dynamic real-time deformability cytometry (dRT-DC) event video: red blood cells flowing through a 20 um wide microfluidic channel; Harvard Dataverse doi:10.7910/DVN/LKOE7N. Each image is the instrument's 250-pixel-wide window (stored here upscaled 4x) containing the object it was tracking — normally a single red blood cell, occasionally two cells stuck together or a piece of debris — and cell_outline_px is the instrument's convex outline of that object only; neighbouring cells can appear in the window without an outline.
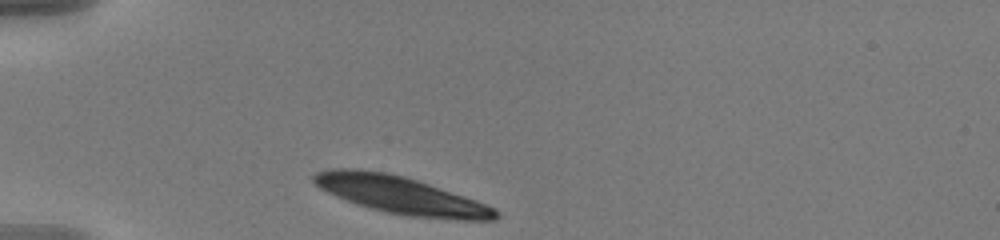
{"species": "human", "species_latin": "Homo sapiens", "temperature_condition": "warm", "stored_images_in_passage": 35, "camera_frame_rate_fps": 3000, "um_per_image_px": 0.085, "donor": {"sex": "male"}, "frame": {"image": 1, "passage_image": 1, "time_ms": 0.0, "image_size_px": [1000, 240], "cell_outline_px": [[500, 216], [496, 220], [456, 220], [408, 216], [384, 212], [356, 204], [336, 196], [320, 188], [312, 180], [312, 176], [316, 172], [332, 168], [352, 168], [384, 172], [404, 176], [476, 200], [496, 208], [500, 212]], "centroid_in_image_um": [34.09, 16.6], "position_along_channel_um": 50.9, "area_um2": 39.65}}
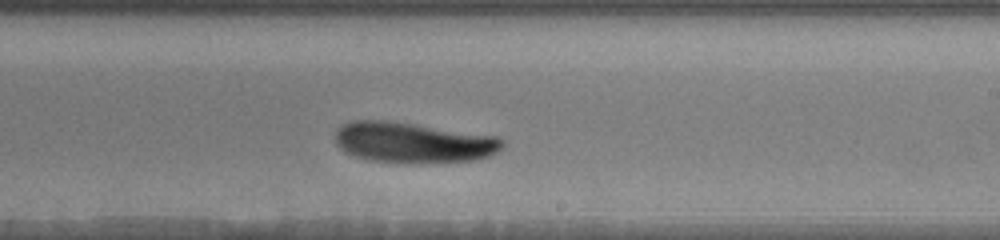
{"frame": {"image": 2, "passage_image": 20, "time_ms": 6.333, "image_size_px": [1000, 240], "cell_outline_px": [[504, 148], [488, 156], [476, 160], [424, 164], [404, 164], [368, 160], [344, 152], [336, 144], [336, 128], [352, 120], [388, 120], [496, 136], [504, 140]], "centroid_in_image_um": [35.11, 12.14], "position_along_channel_um": 253.9, "area_um2": 40.17}}
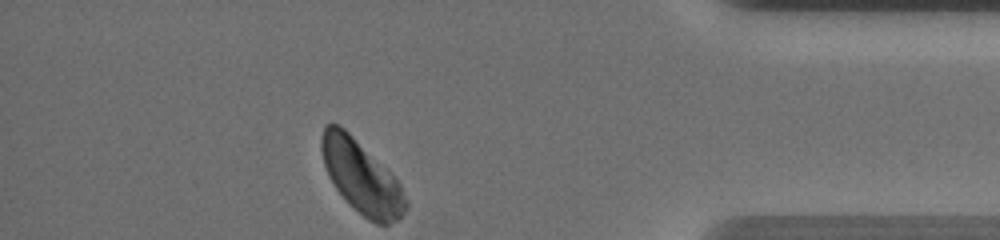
{"frame": {"image": 3, "passage_image": 35, "time_ms": 11.333, "image_size_px": [1000, 240], "cell_outline_px": [[408, 204], [400, 220], [388, 224], [376, 224], [368, 220], [352, 208], [348, 204], [336, 188], [328, 176], [324, 164], [320, 148], [320, 136], [324, 124], [340, 124], [400, 184], [408, 200]], "centroid_in_image_um": [30.69, 15.08], "position_along_channel_um": 404.5, "area_um2": 35.43}, "authors_computed_cell_mechanics": {"area_um2": 39.7086, "velocity_mm_per_s": 3.5883, "shape_relaxation_time_tau1_ms": 2.3058, "shape_relaxation_time_tau2_ms": null, "deformation_change_tau1": 0.103, "deformation_change_tau2": null}}